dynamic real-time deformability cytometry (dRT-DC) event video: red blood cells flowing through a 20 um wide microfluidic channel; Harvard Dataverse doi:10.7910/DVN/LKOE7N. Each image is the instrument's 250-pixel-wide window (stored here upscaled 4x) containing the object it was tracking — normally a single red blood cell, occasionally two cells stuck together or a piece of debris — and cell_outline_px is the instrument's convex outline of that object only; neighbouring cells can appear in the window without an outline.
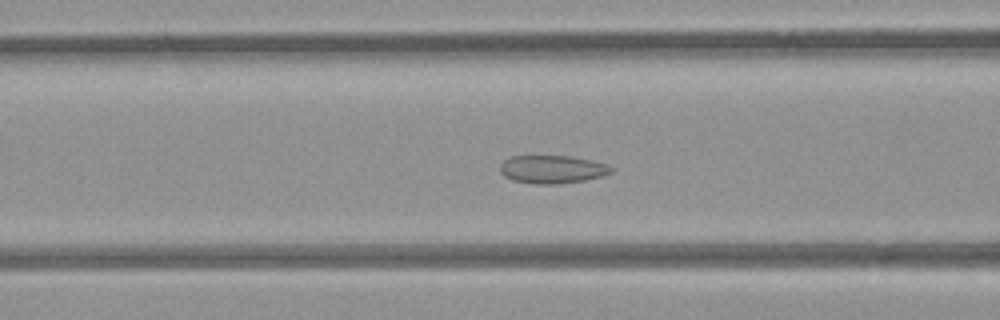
{"species": "common noctule bat (a hibernating species)", "species_latin": "Nyctalus noctula", "temperature_condition": "room temperature", "stored_images_in_passage": 54, "camera_frame_rate_fps": 3000, "um_per_image_px": 0.085, "animal": {"sex": "female", "body_mass_g": 21.9}, "frame": {"image": 1, "passage_image": 21, "time_ms": 6.667, "image_size_px": [1000, 320], "cell_outline_px": [[616, 168], [612, 172], [604, 176], [584, 180], [556, 184], [532, 184], [512, 180], [504, 176], [500, 172], [500, 164], [504, 160], [512, 156], [568, 156], [592, 160], [608, 164]], "centroid_in_image_um": [46.97, 14.39], "position_along_channel_um": 119.6, "area_um2": 18.38}}
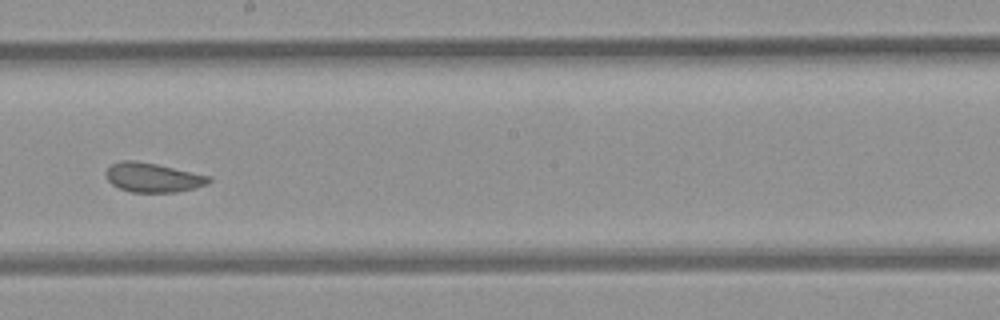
{"frame": {"image": 2, "passage_image": 30, "time_ms": 9.667, "image_size_px": [1000, 320], "cell_outline_px": [[212, 180], [208, 184], [176, 192], [132, 192], [120, 188], [112, 184], [108, 180], [104, 172], [112, 164], [120, 160], [136, 160], [156, 164], [212, 176]], "centroid_in_image_um": [13.0, 15.08], "position_along_channel_um": 235.2, "area_um2": 17.57}}
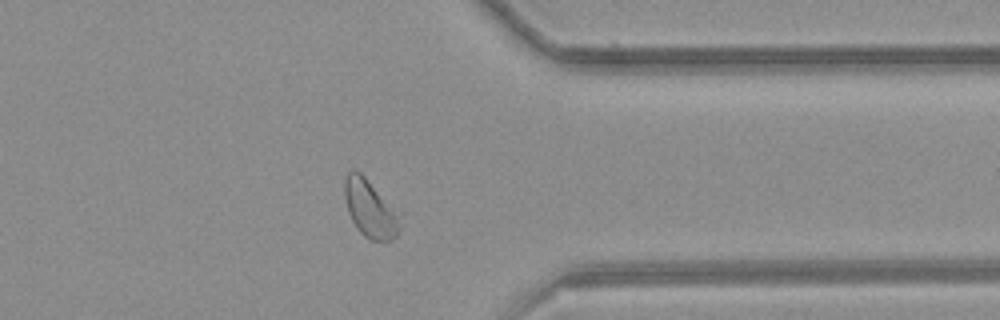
{"frame": {"image": 3, "passage_image": 42, "time_ms": 13.667, "image_size_px": [1000, 320], "cell_outline_px": [[400, 232], [392, 240], [372, 240], [364, 236], [356, 228], [348, 212], [344, 196], [344, 180], [348, 172], [352, 168], [360, 172], [364, 176], [392, 212], [400, 228]], "centroid_in_image_um": [31.33, 17.75], "position_along_channel_um": 380.1, "area_um2": 17.28}, "authors_computed_cell_mechanics": {"area_um2": 19.652, "velocity_mm_per_s": 3.8441, "shape_relaxation_time_tau1_ms": null, "shape_relaxation_time_tau2_ms": 1.1358, "deformation_change_tau1": null, "deformation_change_tau2": 0.0529}}